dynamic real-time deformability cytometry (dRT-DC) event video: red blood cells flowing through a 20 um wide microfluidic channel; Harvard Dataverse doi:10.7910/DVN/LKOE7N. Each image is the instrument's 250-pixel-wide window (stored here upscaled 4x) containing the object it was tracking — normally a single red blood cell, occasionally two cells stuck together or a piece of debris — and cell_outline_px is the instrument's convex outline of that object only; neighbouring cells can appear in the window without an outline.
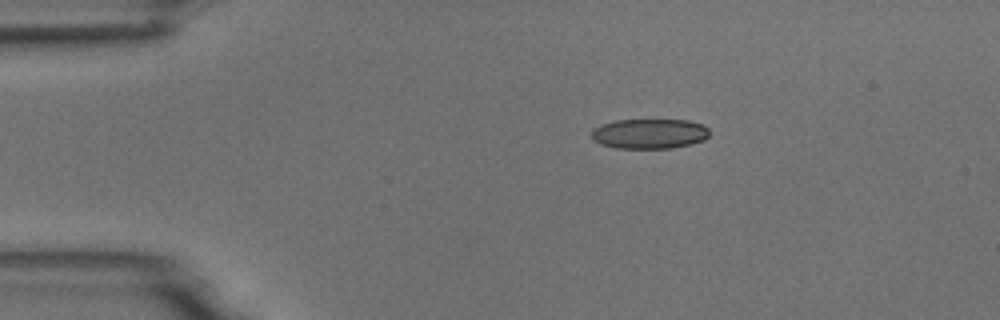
{"species": "common noctule bat (a hibernating species)", "species_latin": "Nyctalus noctula", "temperature_condition": "room temperature", "stored_images_in_passage": 45, "camera_frame_rate_fps": 3000, "um_per_image_px": 0.085, "animal": {"sex": "male", "body_mass_g": 18.8}, "frame": {"image": 1, "passage_image": 1, "time_ms": 0.0, "image_size_px": [1000, 320], "cell_outline_px": [[708, 136], [704, 140], [692, 144], [672, 148], [616, 148], [600, 144], [592, 140], [592, 128], [600, 124], [616, 120], [688, 120], [704, 124], [708, 128]], "centroid_in_image_um": [55.19, 11.36], "position_along_channel_um": 29.8, "area_um2": 20.81}}
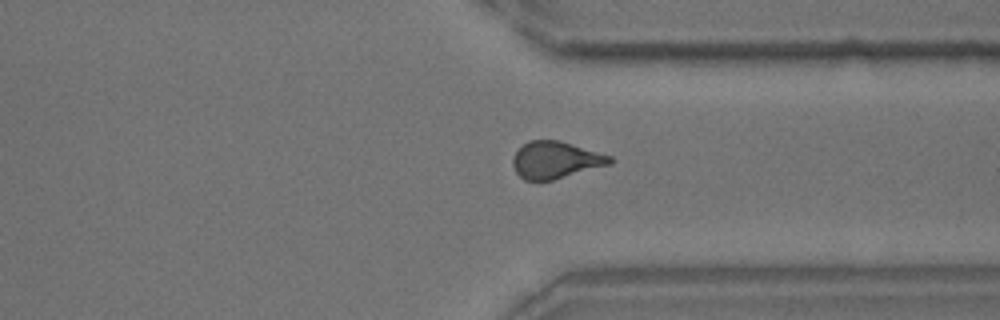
{"frame": {"image": 2, "passage_image": 32, "time_ms": 10.333, "image_size_px": [1000, 320], "cell_outline_px": [[612, 164], [552, 180], [524, 180], [516, 172], [512, 164], [512, 156], [528, 140], [560, 140], [612, 156]], "centroid_in_image_um": [47.22, 13.59], "position_along_channel_um": 364.2, "area_um2": 20.92}}
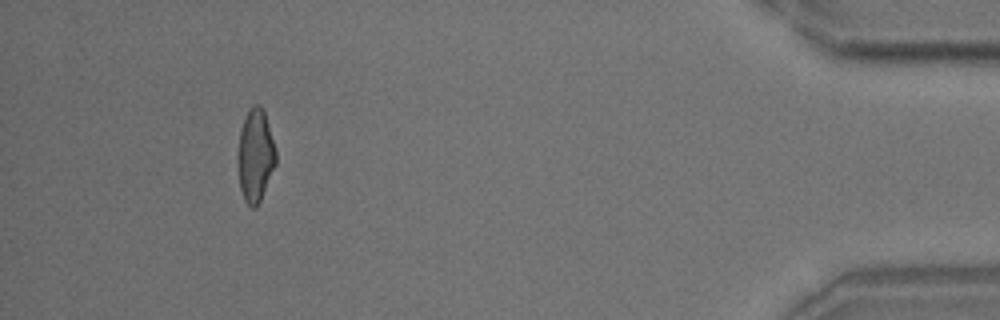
{"frame": {"image": 3, "passage_image": 41, "time_ms": 13.333, "image_size_px": [1000, 320], "cell_outline_px": [[276, 164], [260, 200], [256, 208], [252, 208], [244, 200], [240, 188], [240, 128], [248, 112], [256, 104], [260, 104], [264, 108], [276, 152]], "centroid_in_image_um": [21.75, 13.21], "position_along_channel_um": 413.5, "area_um2": 19.83}, "authors_computed_cell_mechanics": {"area_um2": 20.9814, "velocity_mm_per_s": 3.7321, "shape_relaxation_time_tau1_ms": 8.3697, "shape_relaxation_time_tau2_ms": 1.8028, "deformation_change_tau1": 0.1897, "deformation_change_tau2": 0.0763}}